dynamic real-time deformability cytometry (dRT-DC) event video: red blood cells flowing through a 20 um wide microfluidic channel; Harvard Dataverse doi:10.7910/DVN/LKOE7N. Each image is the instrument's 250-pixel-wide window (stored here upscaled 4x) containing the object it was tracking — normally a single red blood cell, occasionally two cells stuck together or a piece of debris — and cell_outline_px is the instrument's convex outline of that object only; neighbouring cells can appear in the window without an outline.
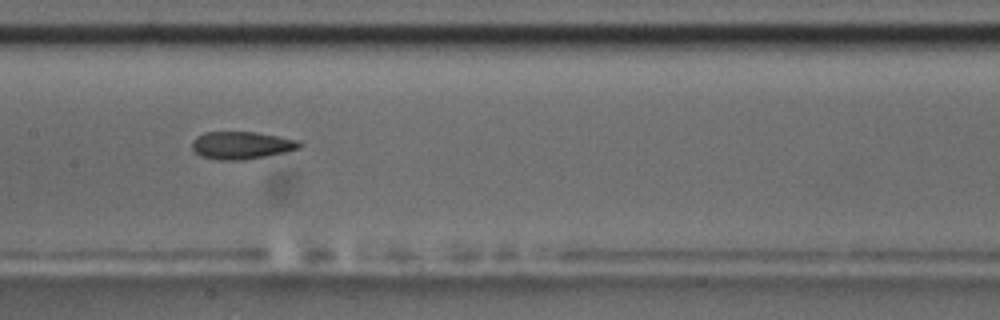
{"species": "common noctule bat (a hibernating species)", "species_latin": "Nyctalus noctula", "temperature_condition": "room temperature", "stored_images_in_passage": 6, "camera_frame_rate_fps": 3000, "um_per_image_px": 0.085, "animal": {"sex": "male", "body_mass_g": 17.5, "forearm_length_mm": 52.3}, "frame": {"image": 1, "passage_image": 4, "time_ms": 3.333, "image_size_px": [1000, 320], "cell_outline_px": [[304, 144], [300, 148], [284, 152], [244, 160], [220, 160], [200, 156], [192, 148], [192, 140], [196, 136], [204, 132], [256, 132], [300, 140]], "centroid_in_image_um": [20.53, 12.34], "position_along_channel_um": 186.9, "area_um2": 17.34}}